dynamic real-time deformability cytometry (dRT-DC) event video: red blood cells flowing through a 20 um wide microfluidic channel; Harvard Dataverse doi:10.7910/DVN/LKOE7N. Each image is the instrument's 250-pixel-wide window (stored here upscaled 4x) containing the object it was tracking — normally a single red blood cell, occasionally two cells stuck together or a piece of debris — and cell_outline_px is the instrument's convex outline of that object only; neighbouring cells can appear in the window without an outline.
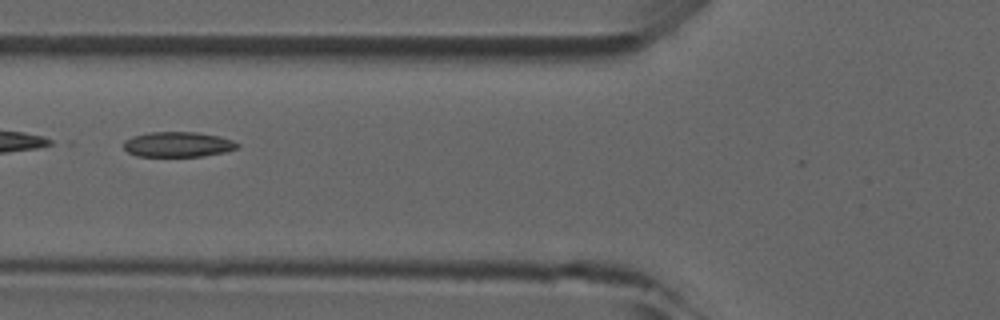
{"species": "common noctule bat (a hibernating species)", "species_latin": "Nyctalus noctula", "temperature_condition": "room temperature", "stored_images_in_passage": 5, "camera_frame_rate_fps": 3000, "um_per_image_px": 0.085, "animal": {"sex": "male", "forearm_length_mm": 52.5}, "frame": {"image": 1, "passage_image": 5, "time_ms": 5.333, "image_size_px": [1000, 320], "cell_outline_px": [[240, 148], [224, 152], [204, 156], [136, 156], [128, 152], [124, 148], [124, 140], [132, 136], [148, 132], [196, 132], [220, 136], [232, 140], [240, 144]], "centroid_in_image_um": [15.14, 12.27], "position_along_channel_um": 110.7, "area_um2": 16.82}}